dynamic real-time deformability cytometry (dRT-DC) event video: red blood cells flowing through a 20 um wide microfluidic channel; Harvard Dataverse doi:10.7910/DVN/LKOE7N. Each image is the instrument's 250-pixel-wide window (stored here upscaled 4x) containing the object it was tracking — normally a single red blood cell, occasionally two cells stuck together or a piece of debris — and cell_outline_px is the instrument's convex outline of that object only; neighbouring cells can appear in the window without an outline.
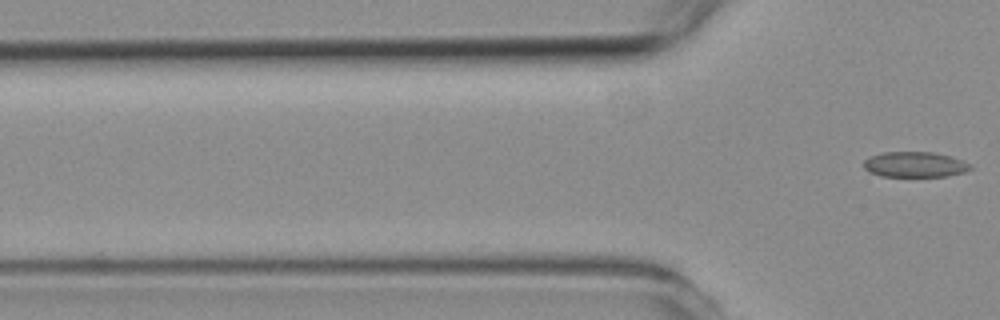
{"species": "common noctule bat (a hibernating species)", "species_latin": "Nyctalus noctula", "temperature_condition": "room temperature", "stored_images_in_passage": 3, "camera_frame_rate_fps": 3000, "um_per_image_px": 0.085, "animal": {"sex": "female", "body_mass_g": 19.3, "forearm_length_mm": 54.1}, "frame": {"image": 1, "passage_image": 3, "time_ms": 3.333, "image_size_px": [1000, 320], "cell_outline_px": [[972, 168], [964, 172], [948, 176], [880, 176], [868, 172], [864, 168], [864, 160], [872, 156], [884, 152], [932, 152], [952, 156], [972, 164]], "centroid_in_image_um": [77.78, 13.98], "position_along_channel_um": 48.0, "area_um2": 15.84}}